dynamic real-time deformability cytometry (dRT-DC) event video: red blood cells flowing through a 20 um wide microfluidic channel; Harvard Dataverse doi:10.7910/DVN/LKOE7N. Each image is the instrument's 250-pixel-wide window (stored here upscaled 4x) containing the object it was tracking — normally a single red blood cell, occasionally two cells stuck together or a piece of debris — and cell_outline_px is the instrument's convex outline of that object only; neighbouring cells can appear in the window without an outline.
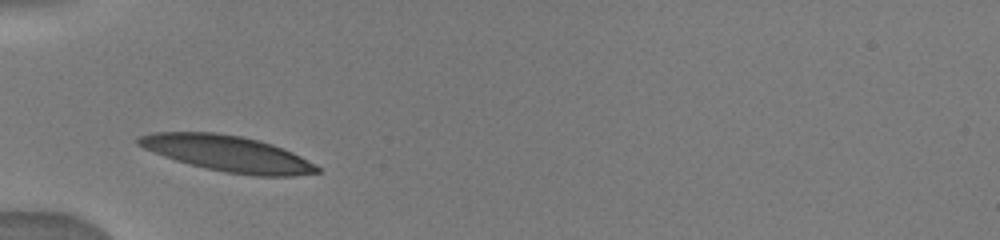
{"species": "human", "species_latin": "Homo sapiens", "temperature_condition": "warm", "stored_images_in_passage": 40, "camera_frame_rate_fps": 3000, "um_per_image_px": 0.085, "donor": {"sex": "male"}, "frame": {"image": 1, "passage_image": 1, "time_ms": 0.0, "image_size_px": [1000, 240], "cell_outline_px": [[320, 172], [292, 176], [252, 176], [228, 172], [208, 168], [176, 160], [164, 156], [144, 148], [136, 144], [136, 140], [140, 136], [152, 132], [216, 132], [240, 136], [272, 144], [284, 148], [300, 156], [320, 168]], "centroid_in_image_um": [19.34, 13.04], "position_along_channel_um": 65.7, "area_um2": 36.93}}
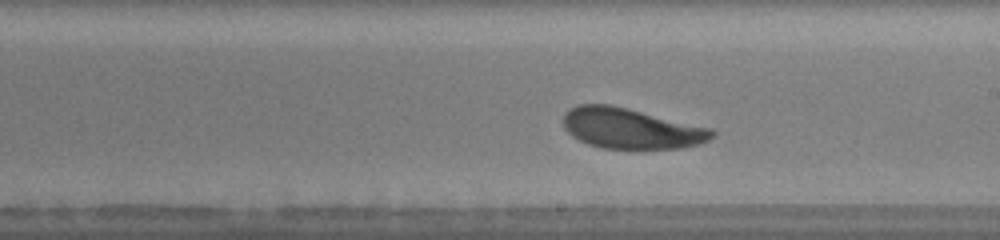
{"frame": {"image": 2, "passage_image": 16, "time_ms": 4.333, "image_size_px": [1000, 240], "cell_outline_px": [[716, 136], [700, 144], [680, 148], [604, 148], [588, 144], [572, 136], [564, 128], [564, 112], [568, 108], [576, 104], [608, 104], [628, 108], [712, 128], [716, 132]], "centroid_in_image_um": [53.64, 10.9], "position_along_channel_um": 235.4, "area_um2": 35.2}}
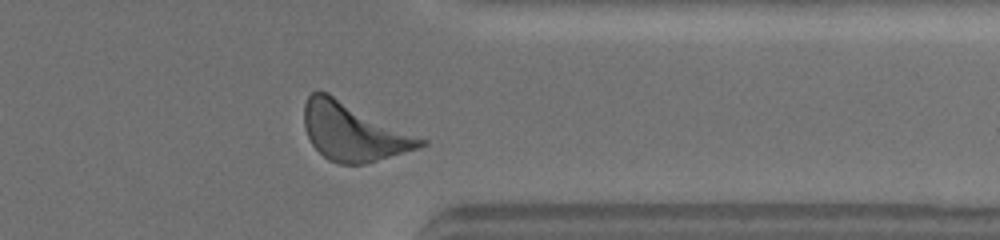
{"frame": {"image": 3, "passage_image": 33, "time_ms": 8.0, "image_size_px": [1000, 240], "cell_outline_px": [[428, 144], [420, 148], [364, 164], [340, 164], [328, 160], [312, 144], [304, 128], [304, 104], [308, 96], [312, 92], [328, 92], [428, 140]], "centroid_in_image_um": [30.06, 11.2], "position_along_channel_um": 381.3, "area_um2": 39.42}}